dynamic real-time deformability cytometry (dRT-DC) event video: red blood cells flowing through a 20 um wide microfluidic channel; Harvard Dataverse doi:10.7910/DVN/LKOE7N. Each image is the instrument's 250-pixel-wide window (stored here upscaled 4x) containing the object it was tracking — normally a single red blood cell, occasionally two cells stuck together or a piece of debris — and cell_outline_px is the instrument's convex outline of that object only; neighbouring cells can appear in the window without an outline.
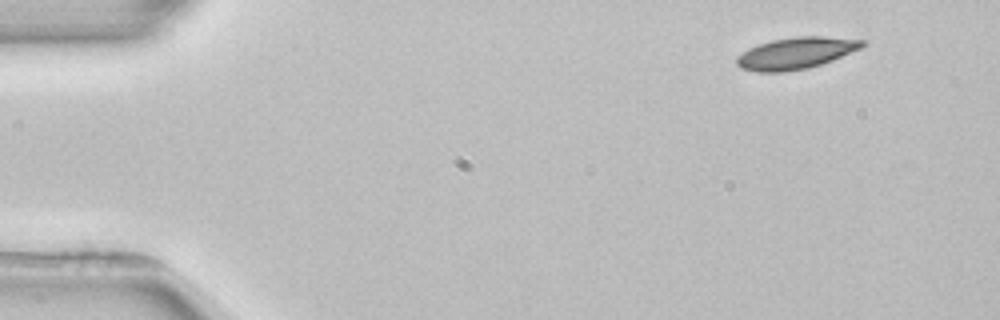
{"species": "common noctule bat (a hibernating species)", "species_latin": "Nyctalus noctula", "temperature_condition": "room temperature", "stored_images_in_passage": 4, "camera_frame_rate_fps": 3000, "um_per_image_px": 0.085, "animal": {"sex": "female", "body_mass_g": 22.7, "forearm_length_mm": 54.2}, "frame": {"image": 1, "passage_image": 1, "time_ms": 0.0, "image_size_px": [1000, 320], "cell_outline_px": [[868, 44], [860, 48], [832, 60], [808, 68], [784, 72], [756, 72], [740, 68], [736, 64], [736, 56], [748, 48], [772, 40], [796, 36], [824, 36], [864, 40]], "centroid_in_image_um": [67.62, 4.52], "position_along_channel_um": 17.4, "area_um2": 23.18}}
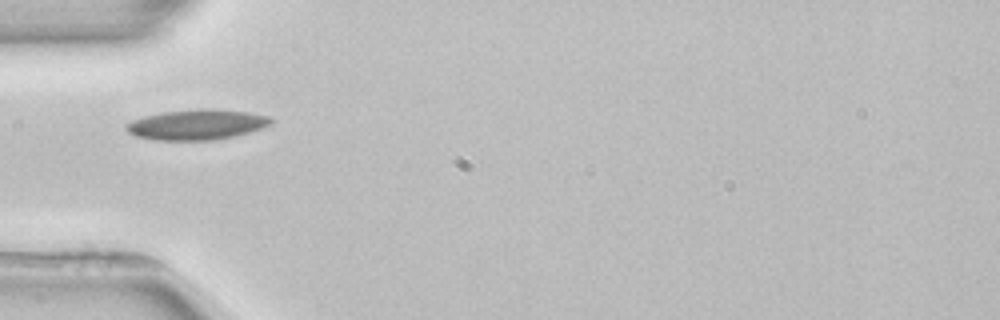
{"frame": {"image": 2, "passage_image": 4, "time_ms": 4.0, "image_size_px": [1000, 320], "cell_outline_px": [[272, 124], [248, 132], [232, 136], [212, 140], [156, 140], [136, 136], [128, 132], [124, 128], [124, 124], [132, 120], [144, 116], [164, 112], [200, 108], [212, 108], [248, 112], [268, 116], [272, 120]], "centroid_in_image_um": [16.69, 10.58], "position_along_channel_um": 68.3, "area_um2": 25.49}}